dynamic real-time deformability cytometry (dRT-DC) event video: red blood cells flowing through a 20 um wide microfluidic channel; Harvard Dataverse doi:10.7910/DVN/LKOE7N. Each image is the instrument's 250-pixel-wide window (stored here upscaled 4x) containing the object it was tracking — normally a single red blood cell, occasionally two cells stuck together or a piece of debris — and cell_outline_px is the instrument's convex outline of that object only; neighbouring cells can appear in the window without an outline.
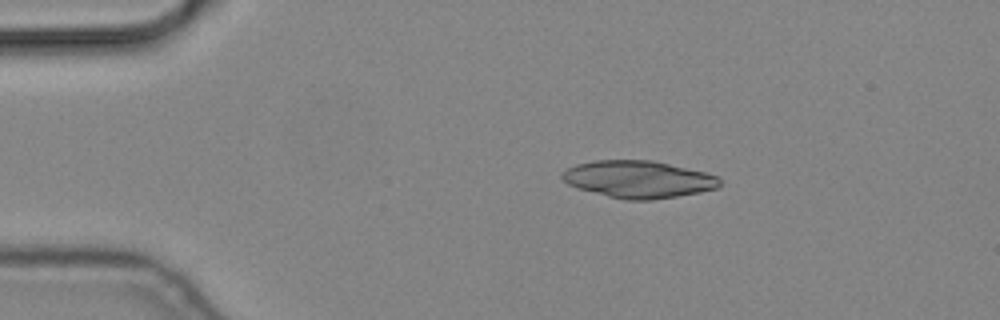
{"species": "common noctule bat (a hibernating species)", "species_latin": "Nyctalus noctula", "temperature_condition": "cold", "stored_images_in_passage": 6, "camera_frame_rate_fps": 3000, "um_per_image_px": 0.085, "animal": {"sex": "male", "body_mass_g": 19.2, "forearm_length_mm": 51.8}, "frame": {"image": 1, "passage_image": 1, "time_ms": 0.0, "image_size_px": [1000, 320], "cell_outline_px": [[720, 188], [700, 192], [652, 200], [628, 200], [608, 196], [576, 188], [568, 184], [560, 176], [568, 168], [576, 164], [592, 160], [652, 160], [704, 172], [716, 176], [720, 180]], "centroid_in_image_um": [54.25, 15.24], "position_along_channel_um": 30.7, "area_um2": 34.04}}